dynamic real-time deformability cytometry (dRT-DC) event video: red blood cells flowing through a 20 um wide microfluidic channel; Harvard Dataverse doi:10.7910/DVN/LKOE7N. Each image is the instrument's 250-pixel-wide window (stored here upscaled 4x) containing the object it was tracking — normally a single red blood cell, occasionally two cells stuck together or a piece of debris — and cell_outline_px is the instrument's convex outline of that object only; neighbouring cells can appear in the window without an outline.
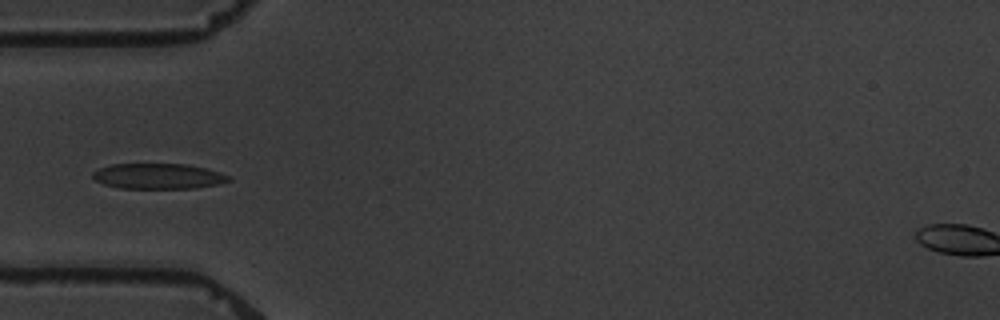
{"species": "common noctule bat (a hibernating species)", "species_latin": "Nyctalus noctula", "temperature_condition": "warm", "stored_images_in_passage": 10, "camera_frame_rate_fps": 3000, "um_per_image_px": 0.085, "animal": {"sex": "male", "body_mass_g": 19.5, "forearm_length_mm": 54.6}, "frame": {"image": 1, "passage_image": 5, "time_ms": 5.667, "image_size_px": [1000, 320], "cell_outline_px": [[232, 180], [216, 184], [196, 188], [120, 188], [104, 184], [96, 180], [92, 176], [92, 172], [100, 168], [112, 164], [184, 164], [208, 168], [232, 176]], "centroid_in_image_um": [13.49, 14.97], "position_along_channel_um": 71.5, "area_um2": 20.17}}
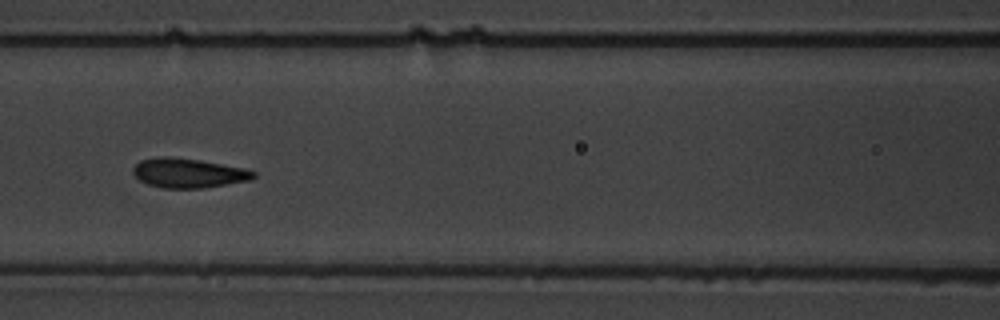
{"frame": {"image": 2, "passage_image": 7, "time_ms": 8.0, "image_size_px": [1000, 320], "cell_outline_px": [[256, 176], [252, 180], [204, 188], [164, 188], [148, 184], [140, 180], [132, 172], [132, 168], [140, 160], [164, 156], [168, 156], [200, 160], [244, 168], [256, 172]], "centroid_in_image_um": [16.03, 14.71], "position_along_channel_um": 150.6, "area_um2": 20.69}}
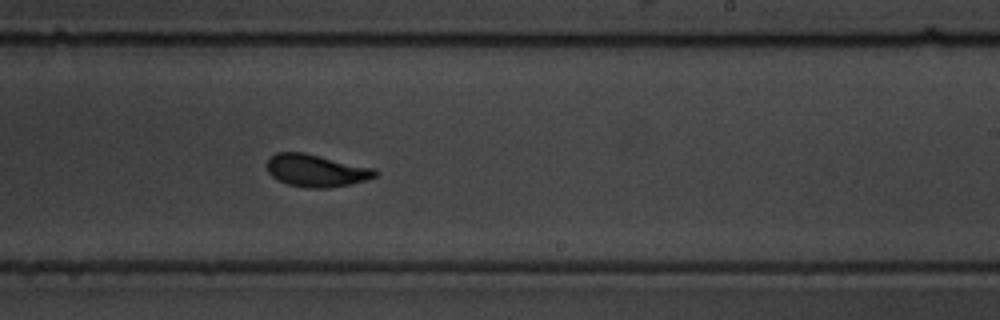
{"frame": {"image": 3, "passage_image": 10, "time_ms": 11.333, "image_size_px": [1000, 320], "cell_outline_px": [[376, 176], [368, 180], [352, 184], [328, 188], [308, 188], [288, 184], [272, 176], [268, 172], [268, 160], [276, 152], [304, 152], [376, 168]], "centroid_in_image_um": [26.92, 14.49], "position_along_channel_um": 262.1, "area_um2": 20.46}}